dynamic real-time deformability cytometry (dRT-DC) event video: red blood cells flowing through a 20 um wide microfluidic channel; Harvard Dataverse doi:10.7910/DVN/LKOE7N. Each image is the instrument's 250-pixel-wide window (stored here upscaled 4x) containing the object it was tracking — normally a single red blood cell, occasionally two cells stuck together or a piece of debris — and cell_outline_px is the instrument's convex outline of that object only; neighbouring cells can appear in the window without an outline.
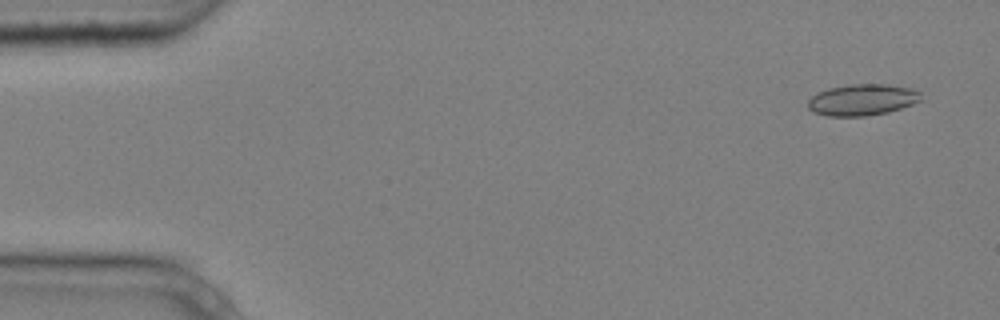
{"species": "common noctule bat (a hibernating species)", "species_latin": "Nyctalus noctula", "temperature_condition": "cold", "stored_images_in_passage": 5, "camera_frame_rate_fps": 3000, "um_per_image_px": 0.085, "animal": {"sex": "male", "body_mass_g": 20.4}, "frame": {"image": 1, "passage_image": 1, "time_ms": 0.0, "image_size_px": [1000, 320], "cell_outline_px": [[920, 100], [912, 104], [888, 112], [864, 116], [828, 116], [812, 112], [808, 108], [808, 100], [816, 92], [828, 88], [852, 84], [888, 84], [908, 88], [920, 92]], "centroid_in_image_um": [73.24, 8.48], "position_along_channel_um": 11.8, "area_um2": 20.58}}
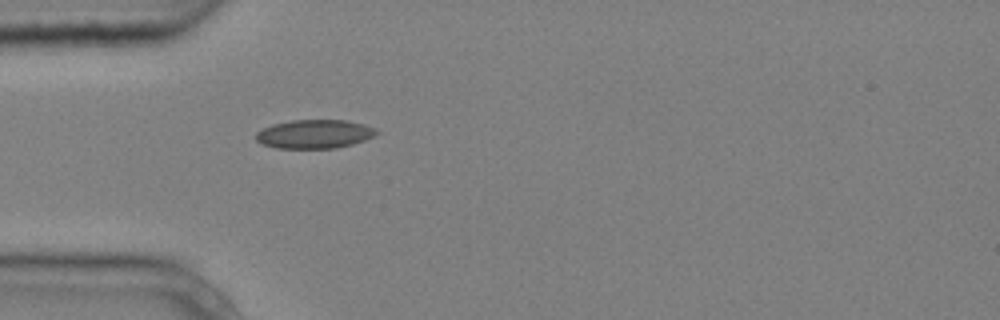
{"frame": {"image": 2, "passage_image": 5, "time_ms": 1.333, "image_size_px": [1000, 320], "cell_outline_px": [[380, 132], [364, 140], [352, 144], [336, 148], [276, 148], [264, 144], [256, 140], [256, 132], [272, 124], [292, 120], [348, 120], [364, 124], [376, 128]], "centroid_in_image_um": [26.75, 11.38], "position_along_channel_um": 58.3, "area_um2": 20.17}}